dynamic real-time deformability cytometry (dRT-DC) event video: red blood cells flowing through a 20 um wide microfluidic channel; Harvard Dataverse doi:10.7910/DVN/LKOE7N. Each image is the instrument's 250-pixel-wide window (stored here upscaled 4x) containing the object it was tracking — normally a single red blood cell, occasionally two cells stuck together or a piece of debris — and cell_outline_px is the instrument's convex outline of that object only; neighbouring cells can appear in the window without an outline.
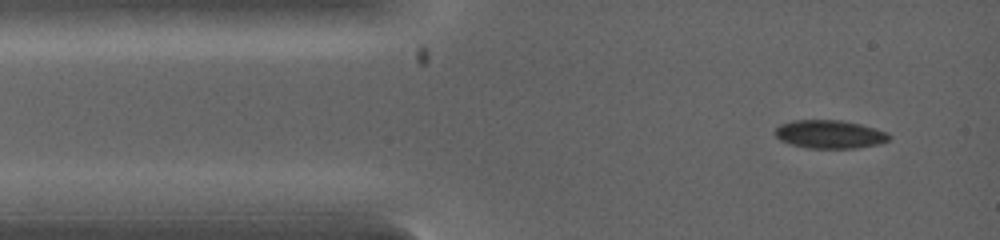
{"species": "common noctule bat (a hibernating species)", "species_latin": "Nyctalus noctula", "temperature_condition": "warm", "stored_images_in_passage": 13, "camera_frame_rate_fps": 5000, "um_per_image_px": 0.085, "animal": {"sex": "female", "body_mass_g": 19.0, "forearm_length_mm": 53.3}, "frame": {"image": 1, "passage_image": 1, "time_ms": 0.0, "image_size_px": [1000, 240], "cell_outline_px": [[892, 136], [888, 140], [876, 144], [856, 148], [808, 148], [788, 144], [780, 140], [776, 136], [776, 128], [780, 124], [792, 120], [840, 120], [860, 124], [876, 128], [888, 132]], "centroid_in_image_um": [70.52, 11.41], "position_along_channel_um": 14.5, "area_um2": 18.84}}
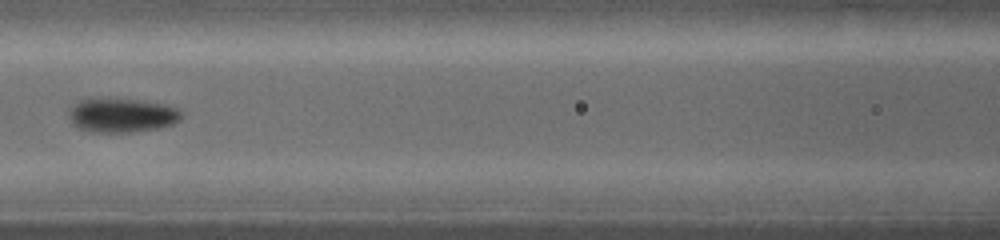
{"frame": {"image": 2, "passage_image": 8, "time_ms": 3.2, "image_size_px": [1000, 240], "cell_outline_px": [[180, 120], [172, 124], [160, 128], [132, 132], [92, 132], [80, 128], [72, 124], [68, 116], [68, 108], [72, 104], [80, 100], [144, 100], [164, 104], [176, 108], [180, 112]], "centroid_in_image_um": [10.33, 9.82], "position_along_channel_um": 156.3, "area_um2": 22.14}}
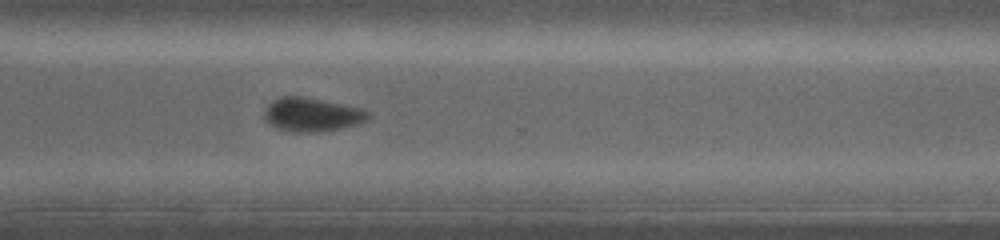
{"frame": {"image": 3, "passage_image": 13, "time_ms": 6.4, "image_size_px": [1000, 240], "cell_outline_px": [[372, 116], [356, 124], [340, 128], [312, 132], [292, 132], [276, 128], [268, 124], [264, 116], [264, 108], [272, 100], [280, 96], [304, 96], [364, 108], [372, 112]], "centroid_in_image_um": [26.5, 9.72], "position_along_channel_um": 344.1, "area_um2": 20.69}}